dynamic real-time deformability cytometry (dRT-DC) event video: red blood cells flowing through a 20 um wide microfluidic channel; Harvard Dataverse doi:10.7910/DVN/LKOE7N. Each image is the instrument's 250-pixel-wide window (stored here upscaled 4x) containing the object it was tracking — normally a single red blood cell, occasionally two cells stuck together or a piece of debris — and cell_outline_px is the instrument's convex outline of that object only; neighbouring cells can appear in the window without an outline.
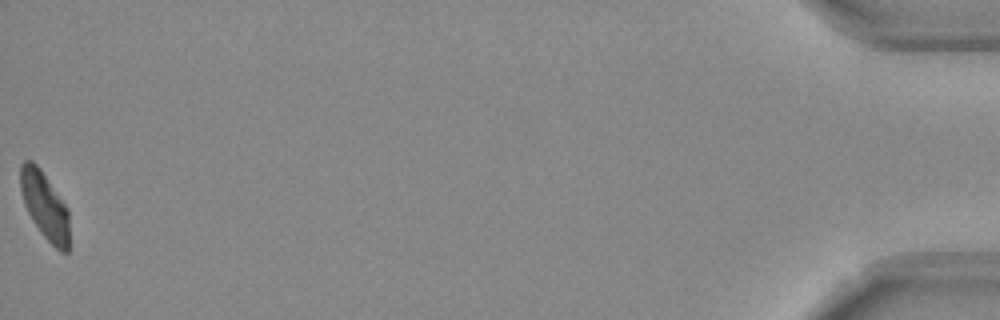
{"species": "Egyptian fruit bat (a non-hibernating species)", "species_latin": "Rousettus aegyptiacus", "temperature_condition": "room temperature", "stored_images_in_passage": 53, "camera_frame_rate_fps": 3000, "um_per_image_px": 0.085, "frame": {"image": 1, "passage_image": 53, "time_ms": 17.333, "image_size_px": [1000, 320], "cell_outline_px": [[68, 252], [60, 252], [40, 232], [32, 220], [24, 204], [20, 188], [20, 164], [24, 160], [32, 160], [40, 168], [68, 208]], "centroid_in_image_um": [3.78, 17.45], "position_along_channel_um": 431.4, "area_um2": 19.07}, "authors_computed_cell_mechanics": {"area_um2": 20.2878, "velocity_mm_per_s": 3.7703, "shape_relaxation_time_tau1_ms": 9.3089, "shape_relaxation_time_tau2_ms": 8.3137, "deformation_change_tau1": 0.2132, "deformation_change_tau2": 0.1515}}